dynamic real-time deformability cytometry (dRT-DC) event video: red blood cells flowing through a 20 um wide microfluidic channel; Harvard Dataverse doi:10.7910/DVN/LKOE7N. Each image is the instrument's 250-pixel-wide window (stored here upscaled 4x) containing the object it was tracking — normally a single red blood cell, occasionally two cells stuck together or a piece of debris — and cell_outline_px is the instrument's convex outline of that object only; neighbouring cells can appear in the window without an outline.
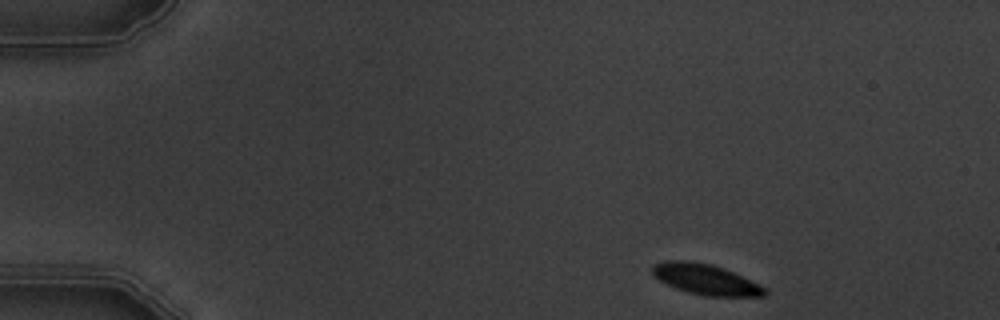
{"species": "common noctule bat (a hibernating species)", "species_latin": "Nyctalus noctula", "temperature_condition": "warm", "stored_images_in_passage": 4, "camera_frame_rate_fps": 3000, "um_per_image_px": 0.085, "animal": {"sex": "male", "body_mass_g": 19.5, "forearm_length_mm": 54.6}, "frame": {"image": 1, "passage_image": 1, "time_ms": 0.0, "image_size_px": [1000, 320], "cell_outline_px": [[768, 292], [764, 296], [704, 296], [688, 292], [676, 288], [660, 280], [652, 272], [652, 264], [664, 260], [692, 260], [712, 264], [724, 268], [760, 284]], "centroid_in_image_um": [59.97, 23.73], "position_along_channel_um": 25.0, "area_um2": 20.06}}
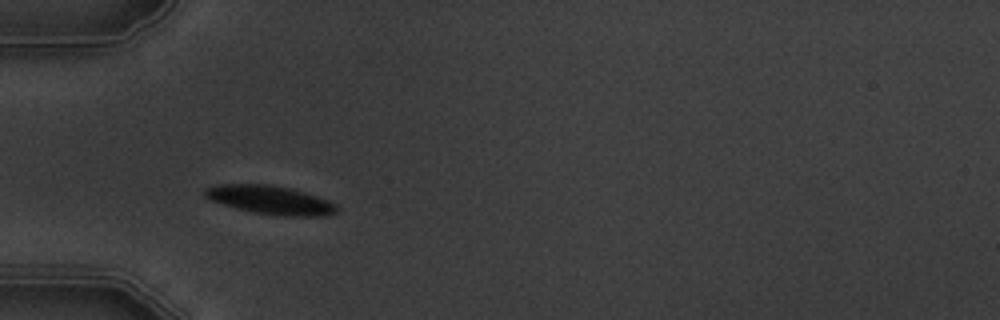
{"frame": {"image": 2, "passage_image": 4, "time_ms": 3.333, "image_size_px": [1000, 320], "cell_outline_px": [[336, 212], [324, 216], [284, 216], [256, 212], [236, 208], [208, 200], [204, 196], [204, 188], [216, 184], [272, 184], [292, 188], [328, 200], [336, 204]], "centroid_in_image_um": [22.93, 16.98], "position_along_channel_um": 62.1, "area_um2": 22.02}}